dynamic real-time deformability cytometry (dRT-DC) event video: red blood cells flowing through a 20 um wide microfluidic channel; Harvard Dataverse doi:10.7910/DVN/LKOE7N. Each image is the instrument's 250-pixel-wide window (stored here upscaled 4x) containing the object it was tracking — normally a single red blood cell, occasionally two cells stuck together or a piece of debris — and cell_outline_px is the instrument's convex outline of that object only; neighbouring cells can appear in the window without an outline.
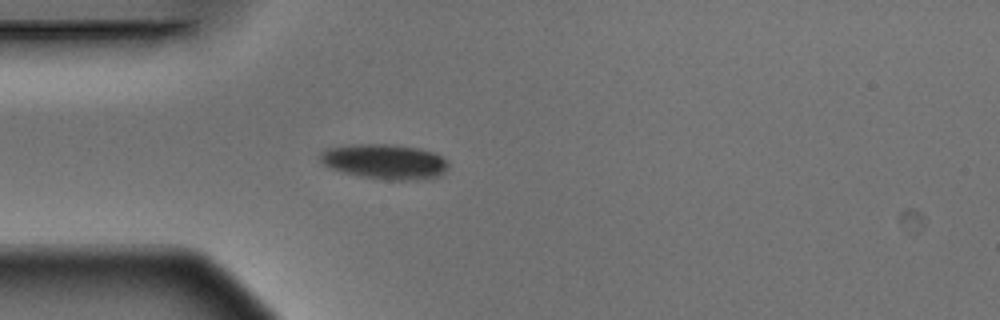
{"species": "Egyptian fruit bat (a non-hibernating species)", "species_latin": "Rousettus aegyptiacus", "temperature_condition": "warm", "stored_images_in_passage": 2, "camera_frame_rate_fps": 3000, "um_per_image_px": 0.085, "animal": {"sex": "male"}, "frame": {"image": 1, "passage_image": 2, "time_ms": 0.333, "image_size_px": [1000, 320], "cell_outline_px": [[448, 168], [444, 172], [436, 176], [416, 180], [388, 180], [360, 176], [344, 172], [332, 168], [324, 164], [320, 160], [320, 152], [328, 148], [352, 144], [392, 144], [420, 148], [436, 152], [448, 160]], "centroid_in_image_um": [32.74, 13.72], "position_along_channel_um": 52.3, "area_um2": 26.24}}